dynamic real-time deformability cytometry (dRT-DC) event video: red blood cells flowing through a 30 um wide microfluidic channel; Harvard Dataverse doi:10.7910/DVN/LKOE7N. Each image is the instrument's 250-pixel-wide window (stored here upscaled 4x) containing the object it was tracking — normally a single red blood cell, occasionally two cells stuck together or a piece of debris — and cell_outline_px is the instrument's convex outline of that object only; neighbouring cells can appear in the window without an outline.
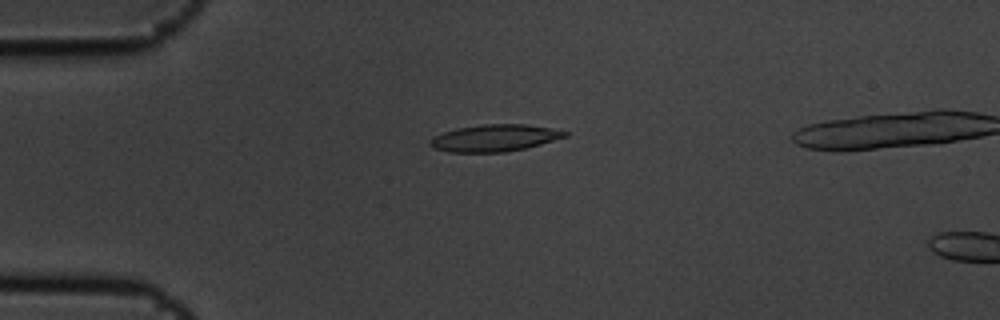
{"species": "common noctule bat (a hibernating species)", "species_latin": "Nyctalus noctula", "temperature_condition": "cold", "stored_images_in_passage": 6, "camera_frame_rate_fps": 3000, "um_per_image_px": 0.085, "animal": {"sex": "male", "body_mass_g": 19.5, "forearm_length_mm": 54.6}, "frame": {"image": 1, "passage_image": 4, "time_ms": 1.0, "image_size_px": [1000, 320], "cell_outline_px": [[568, 136], [540, 144], [524, 148], [504, 152], [448, 152], [436, 148], [428, 144], [436, 136], [444, 132], [456, 128], [484, 124], [524, 124], [552, 128], [568, 132]], "centroid_in_image_um": [42.07, 11.72], "position_along_channel_um": 42.9, "area_um2": 20.87}}